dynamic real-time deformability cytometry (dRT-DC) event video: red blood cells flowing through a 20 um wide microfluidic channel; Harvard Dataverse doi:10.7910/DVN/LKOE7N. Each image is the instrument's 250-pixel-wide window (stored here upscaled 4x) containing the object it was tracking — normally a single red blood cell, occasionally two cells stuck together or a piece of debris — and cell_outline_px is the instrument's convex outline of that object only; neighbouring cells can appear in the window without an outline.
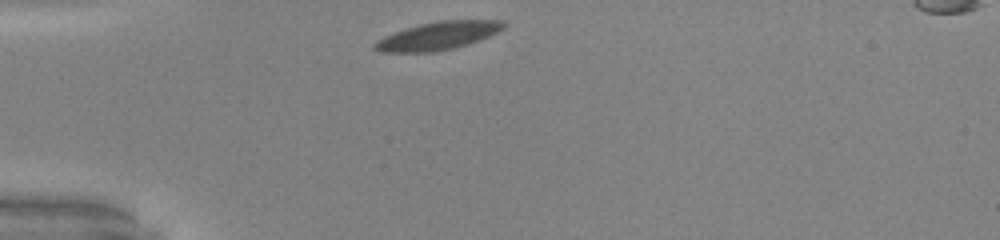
{"species": "common noctule bat (a hibernating species)", "species_latin": "Nyctalus noctula", "temperature_condition": "warm", "stored_images_in_passage": 30, "camera_frame_rate_fps": 3000, "um_per_image_px": 0.085, "animal": {"sex": "male", "body_mass_g": 20.0, "forearm_length_mm": 53.3}, "frame": {"image": 1, "passage_image": 1, "time_ms": 0.0, "image_size_px": [1000, 240], "cell_outline_px": [[504, 28], [488, 36], [468, 44], [452, 48], [432, 52], [380, 52], [372, 48], [372, 44], [376, 40], [384, 36], [420, 24], [440, 20], [504, 20]], "centroid_in_image_um": [37.19, 3.04], "position_along_channel_um": 47.8, "area_um2": 20.81}}
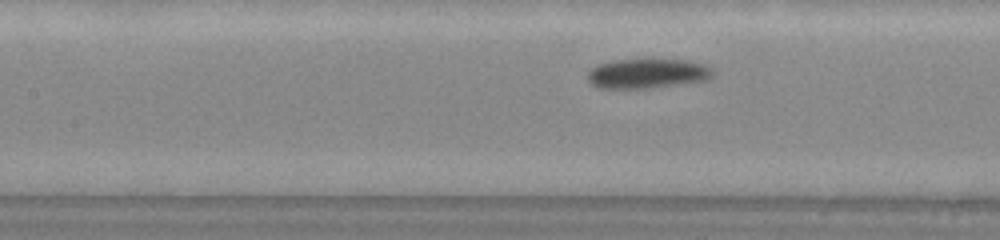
{"frame": {"image": 2, "passage_image": 11, "time_ms": 3.333, "image_size_px": [1000, 240], "cell_outline_px": [[712, 76], [704, 80], [648, 88], [596, 88], [588, 80], [588, 72], [592, 68], [600, 64], [612, 60], [688, 60], [704, 64], [712, 68]], "centroid_in_image_um": [54.99, 6.25], "position_along_channel_um": 152.4, "area_um2": 21.27}}
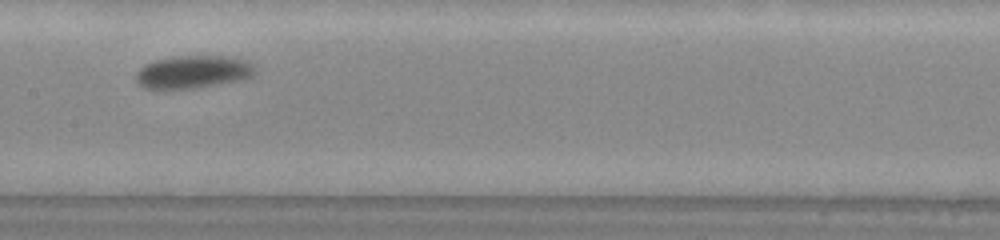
{"frame": {"image": 3, "passage_image": 14, "time_ms": 4.333, "image_size_px": [1000, 240], "cell_outline_px": [[256, 68], [252, 76], [240, 80], [196, 88], [144, 88], [136, 80], [136, 72], [144, 64], [156, 60], [172, 56], [224, 56], [244, 60], [252, 64]], "centroid_in_image_um": [16.4, 6.1], "position_along_channel_um": 191.0, "area_um2": 22.54}, "authors_computed_cell_mechanics": {"area_um2": 21.7617, "velocity_mm_per_s": 3.8768, "shape_relaxation_time_tau1_ms": 2.5865, "shape_relaxation_time_tau2_ms": null, "deformation_change_tau1": 0.0838, "deformation_change_tau2": null}}